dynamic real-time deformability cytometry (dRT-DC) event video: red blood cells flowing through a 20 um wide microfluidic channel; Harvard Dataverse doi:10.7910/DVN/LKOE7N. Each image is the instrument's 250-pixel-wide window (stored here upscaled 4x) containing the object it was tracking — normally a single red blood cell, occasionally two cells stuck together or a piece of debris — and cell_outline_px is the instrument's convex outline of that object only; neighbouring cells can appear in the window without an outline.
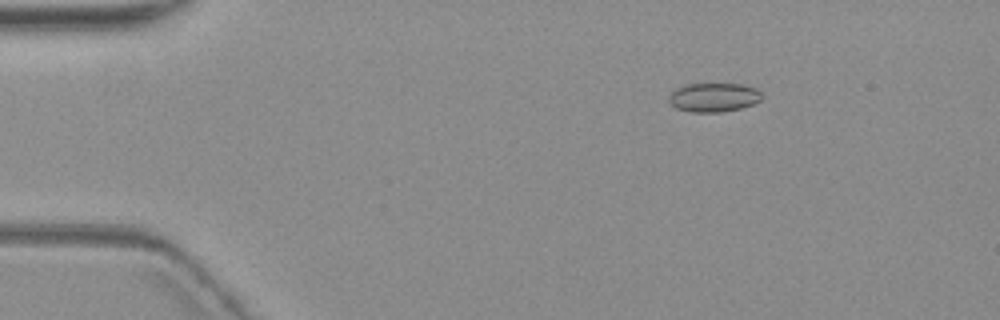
{"species": "common noctule bat (a hibernating species)", "species_latin": "Nyctalus noctula", "temperature_condition": "warm", "stored_images_in_passage": 6, "camera_frame_rate_fps": 3000, "um_per_image_px": 0.085, "animal": {"sex": "female", "body_mass_g": 19.3, "forearm_length_mm": 54.1}, "frame": {"image": 1, "passage_image": 6, "time_ms": 7.333, "image_size_px": [1000, 320], "cell_outline_px": [[764, 96], [760, 100], [752, 104], [740, 108], [720, 112], [692, 112], [676, 108], [668, 100], [668, 96], [676, 88], [684, 84], [744, 84], [756, 88]], "centroid_in_image_um": [60.66, 8.26], "position_along_channel_um": 24.3, "area_um2": 15.72}}